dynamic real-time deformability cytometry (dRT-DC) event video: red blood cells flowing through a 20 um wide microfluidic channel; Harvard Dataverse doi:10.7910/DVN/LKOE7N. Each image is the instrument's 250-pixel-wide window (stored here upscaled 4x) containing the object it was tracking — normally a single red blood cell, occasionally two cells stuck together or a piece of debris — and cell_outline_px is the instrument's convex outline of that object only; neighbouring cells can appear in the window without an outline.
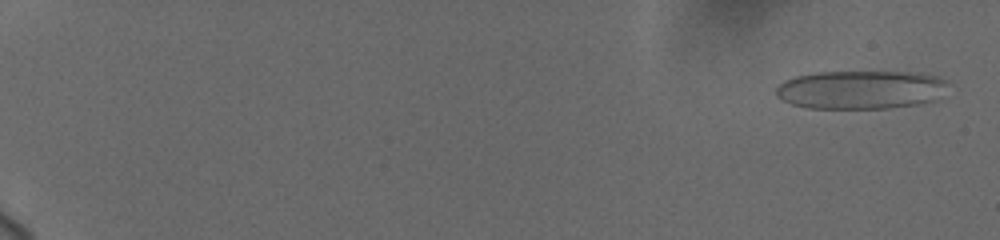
{"species": "human", "species_latin": "Homo sapiens", "temperature_condition": "cold", "stored_images_in_passage": 37, "camera_frame_rate_fps": 3000, "um_per_image_px": 0.085, "donor": {"sex": "female"}, "frame": {"image": 1, "passage_image": 1, "time_ms": 0.0, "image_size_px": [1000, 240], "cell_outline_px": [[948, 80], [932, 100], [916, 104], [884, 108], [808, 108], [792, 104], [776, 96], [776, 88], [784, 80], [796, 76], [816, 72], [908, 72], [936, 76]], "centroid_in_image_um": [73.05, 7.61], "position_along_channel_um": 11.9, "area_um2": 37.92}}
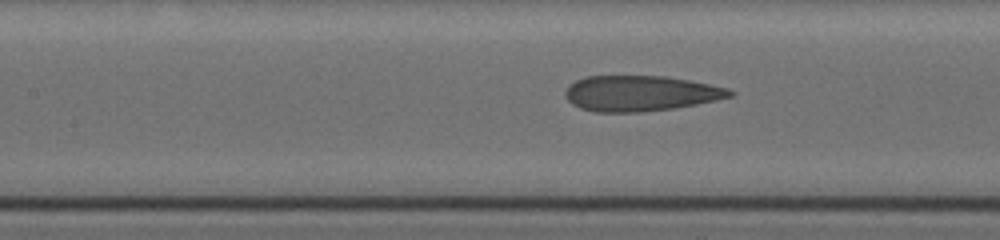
{"frame": {"image": 2, "passage_image": 21, "time_ms": 9.333, "image_size_px": [1000, 240], "cell_outline_px": [[736, 92], [732, 96], [716, 100], [696, 104], [672, 108], [640, 112], [596, 112], [580, 108], [572, 104], [568, 100], [564, 92], [568, 84], [584, 76], [664, 76], [688, 80], [728, 88]], "centroid_in_image_um": [54.4, 7.93], "position_along_channel_um": 153.0, "area_um2": 34.04}}
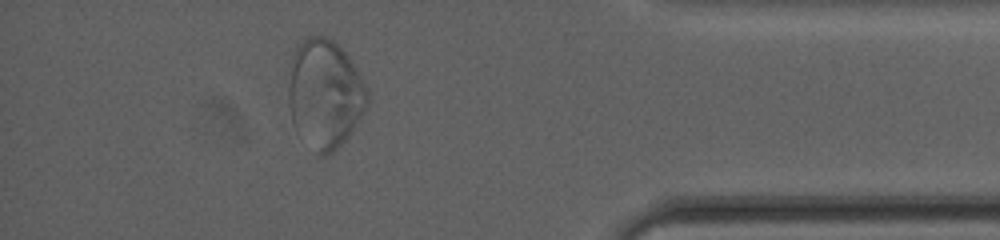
{"frame": {"image": 3, "passage_image": 34, "time_ms": 17.0, "image_size_px": [1000, 240], "cell_outline_px": [[368, 108], [348, 136], [332, 152], [324, 156], [320, 156], [296, 132], [292, 124], [288, 104], [288, 88], [292, 56], [296, 48], [308, 36], [324, 36], [332, 40], [348, 56], [368, 88]], "centroid_in_image_um": [27.6, 8.01], "position_along_channel_um": 407.6, "area_um2": 50.11}}